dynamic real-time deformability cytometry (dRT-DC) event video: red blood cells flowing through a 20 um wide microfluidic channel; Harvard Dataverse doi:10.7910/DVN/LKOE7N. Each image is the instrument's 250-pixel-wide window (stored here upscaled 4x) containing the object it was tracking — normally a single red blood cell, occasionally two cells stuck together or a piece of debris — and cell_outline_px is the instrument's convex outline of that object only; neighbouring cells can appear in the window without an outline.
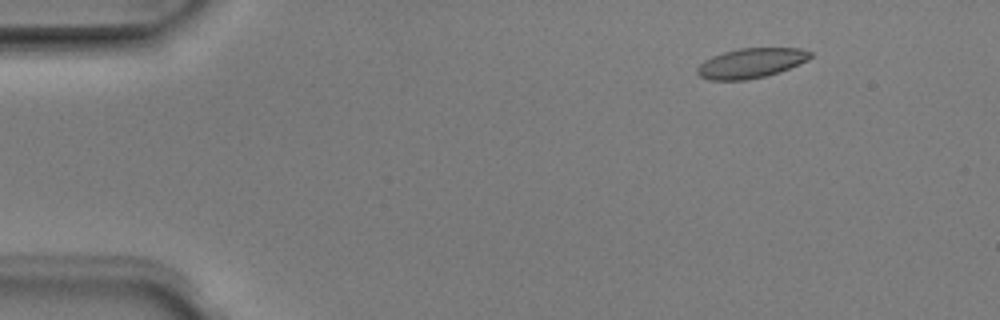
{"species": "Egyptian fruit bat (a non-hibernating species)", "species_latin": "Rousettus aegyptiacus", "temperature_condition": "room temperature", "stored_images_in_passage": 7, "camera_frame_rate_fps": 3000, "um_per_image_px": 0.085, "animal": {"sex": "male"}, "frame": {"image": 1, "passage_image": 1, "time_ms": 0.0, "image_size_px": [1000, 320], "cell_outline_px": [[812, 56], [808, 60], [788, 68], [764, 76], [744, 80], [708, 80], [700, 76], [696, 72], [696, 68], [704, 60], [712, 56], [724, 52], [740, 48], [800, 48], [812, 52]], "centroid_in_image_um": [63.8, 5.36], "position_along_channel_um": 21.2, "area_um2": 19.48}}
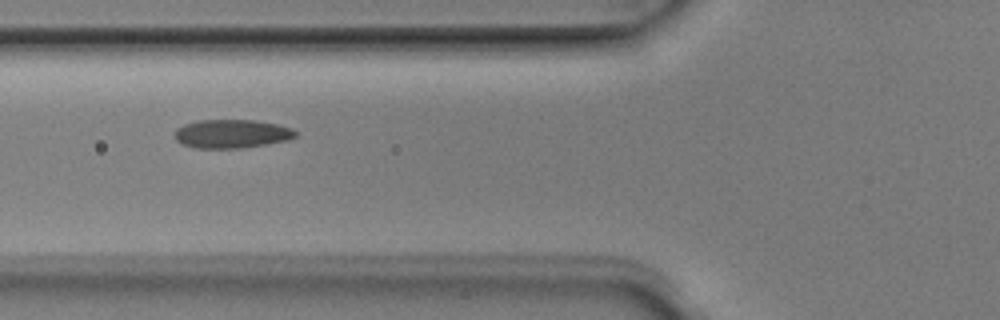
{"frame": {"image": 2, "passage_image": 4, "time_ms": 1.0, "image_size_px": [1000, 320], "cell_outline_px": [[296, 136], [288, 140], [240, 148], [192, 148], [180, 144], [176, 140], [176, 128], [184, 124], [196, 120], [252, 120], [276, 124], [292, 128], [296, 132]], "centroid_in_image_um": [19.65, 11.37], "position_along_channel_um": 106.2, "area_um2": 20.11}}
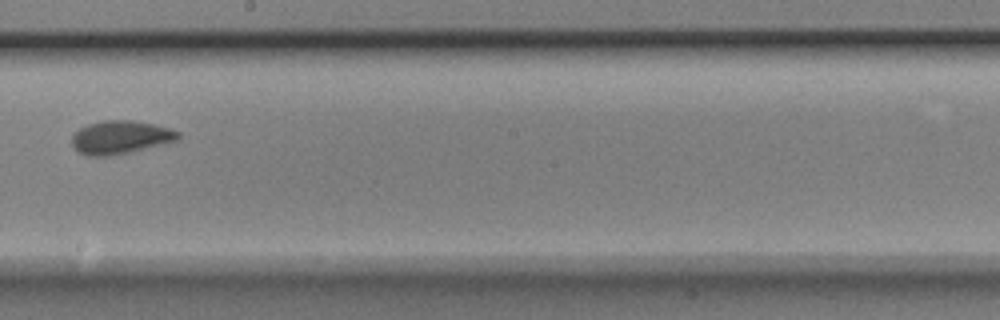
{"frame": {"image": 3, "passage_image": 7, "time_ms": 2.0, "image_size_px": [1000, 320], "cell_outline_px": [[180, 140], [128, 152], [108, 156], [88, 156], [80, 152], [72, 144], [72, 136], [80, 128], [88, 124], [104, 120], [132, 120], [152, 124], [168, 128], [180, 132]], "centroid_in_image_um": [10.25, 11.66], "position_along_channel_um": 237.9, "area_um2": 20.35}}